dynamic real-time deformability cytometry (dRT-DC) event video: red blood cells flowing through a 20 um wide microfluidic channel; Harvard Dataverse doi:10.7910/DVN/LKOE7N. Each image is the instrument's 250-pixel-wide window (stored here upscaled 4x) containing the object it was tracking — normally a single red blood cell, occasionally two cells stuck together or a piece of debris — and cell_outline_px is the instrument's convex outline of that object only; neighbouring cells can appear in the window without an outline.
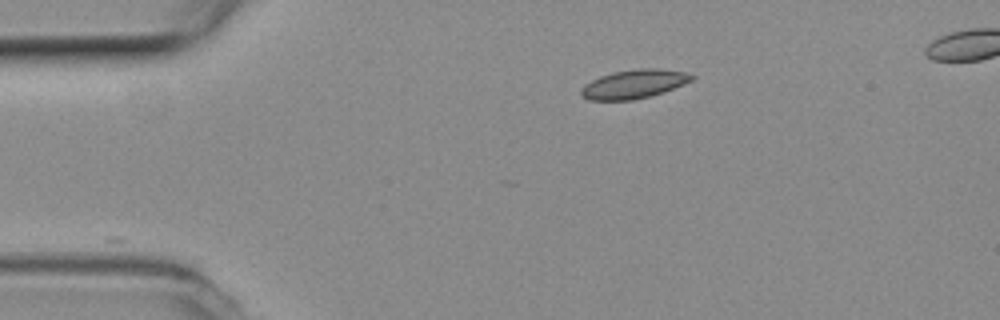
{"species": "common noctule bat (a hibernating species)", "species_latin": "Nyctalus noctula", "temperature_condition": "room temperature", "stored_images_in_passage": 18, "camera_frame_rate_fps": 3000, "um_per_image_px": 0.085, "animal": {"sex": "female", "body_mass_g": 19.3, "forearm_length_mm": 54.1}, "frame": {"image": 1, "passage_image": 1, "time_ms": 0.0, "image_size_px": [1000, 320], "cell_outline_px": [[696, 76], [692, 80], [684, 84], [664, 92], [632, 100], [588, 100], [580, 96], [580, 88], [584, 84], [600, 76], [612, 72], [640, 68], [656, 68], [684, 72]], "centroid_in_image_um": [53.85, 7.14], "position_along_channel_um": 31.2, "area_um2": 18.61}}
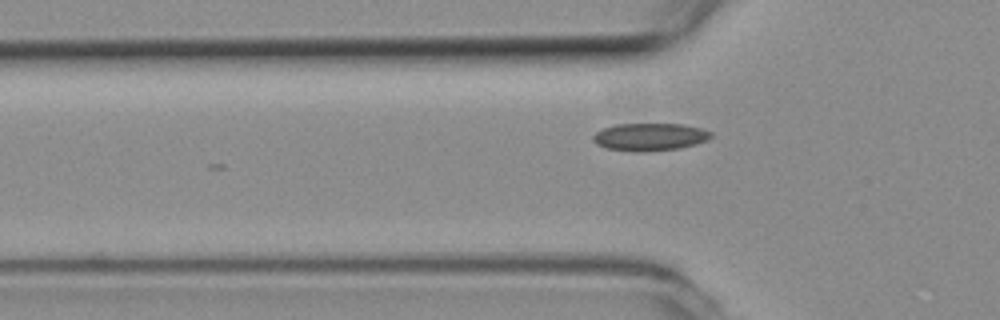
{"frame": {"image": 2, "passage_image": 8, "time_ms": 2.333, "image_size_px": [1000, 320], "cell_outline_px": [[712, 136], [708, 140], [696, 144], [680, 148], [608, 148], [596, 144], [592, 140], [592, 136], [596, 132], [604, 128], [616, 124], [680, 124], [700, 128], [712, 132]], "centroid_in_image_um": [55.27, 11.57], "position_along_channel_um": 70.5, "area_um2": 17.8}}
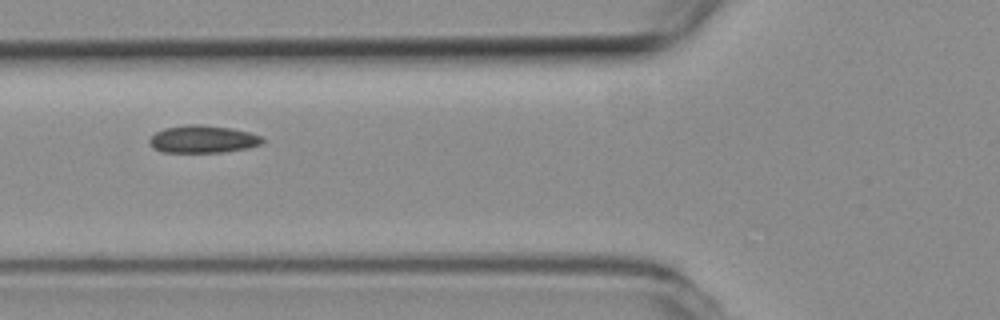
{"frame": {"image": 3, "passage_image": 11, "time_ms": 3.333, "image_size_px": [1000, 320], "cell_outline_px": [[264, 144], [248, 148], [224, 152], [160, 152], [152, 148], [148, 144], [148, 140], [156, 132], [164, 128], [184, 124], [200, 124], [232, 128], [248, 132], [260, 136], [264, 140]], "centroid_in_image_um": [17.22, 11.83], "position_along_channel_um": 108.6, "area_um2": 18.38}}